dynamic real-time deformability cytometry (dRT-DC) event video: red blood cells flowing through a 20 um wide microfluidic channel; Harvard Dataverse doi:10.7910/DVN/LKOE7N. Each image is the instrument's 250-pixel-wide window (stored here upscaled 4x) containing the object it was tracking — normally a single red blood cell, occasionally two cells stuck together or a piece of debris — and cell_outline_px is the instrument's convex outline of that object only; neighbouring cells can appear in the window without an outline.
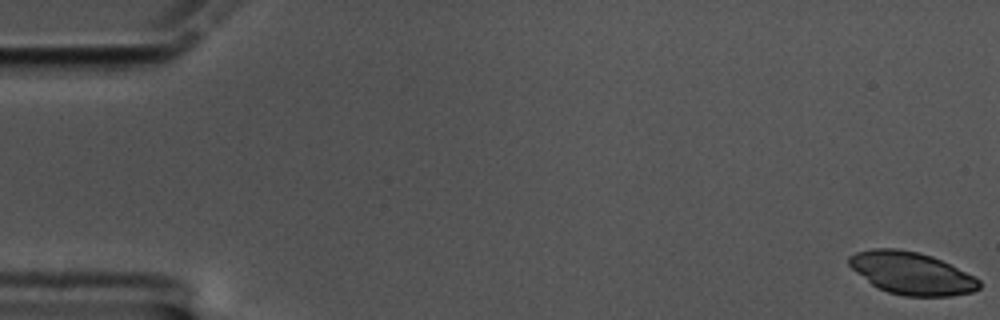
{"species": "common noctule bat (a hibernating species)", "species_latin": "Nyctalus noctula", "temperature_condition": "cold", "stored_images_in_passage": 60, "camera_frame_rate_fps": 3000, "um_per_image_px": 0.085, "animal": {"sex": "male", "body_mass_g": 17.5, "forearm_length_mm": 52.3}, "frame": {"image": 1, "passage_image": 1, "time_ms": 0.0, "image_size_px": [1000, 320], "cell_outline_px": [[980, 288], [972, 292], [952, 296], [904, 296], [888, 292], [872, 284], [856, 272], [848, 264], [848, 256], [856, 252], [872, 248], [896, 248], [916, 252], [932, 256], [980, 280]], "centroid_in_image_um": [77.45, 23.22], "position_along_channel_um": 7.5, "area_um2": 31.79}}